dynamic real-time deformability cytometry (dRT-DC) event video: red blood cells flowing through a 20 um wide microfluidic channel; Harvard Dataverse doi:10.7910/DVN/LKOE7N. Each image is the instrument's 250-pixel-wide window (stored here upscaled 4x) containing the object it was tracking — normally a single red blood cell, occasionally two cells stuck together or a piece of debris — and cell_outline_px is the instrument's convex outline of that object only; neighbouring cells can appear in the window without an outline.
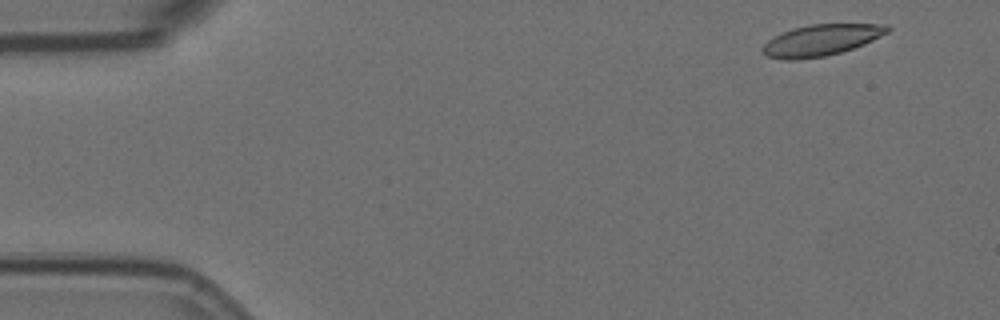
{"species": "Egyptian fruit bat (a non-hibernating species)", "species_latin": "Rousettus aegyptiacus", "temperature_condition": "room temperature", "stored_images_in_passage": 5, "camera_frame_rate_fps": 3000, "um_per_image_px": 0.085, "animal": {"sex": "female"}, "frame": {"image": 1, "passage_image": 1, "time_ms": 0.0, "image_size_px": [1000, 320], "cell_outline_px": [[892, 28], [888, 32], [864, 44], [840, 52], [824, 56], [800, 60], [784, 60], [768, 56], [760, 48], [768, 40], [792, 28], [808, 24], [888, 24]], "centroid_in_image_um": [69.8, 3.41], "position_along_channel_um": 15.2, "area_um2": 22.66}}